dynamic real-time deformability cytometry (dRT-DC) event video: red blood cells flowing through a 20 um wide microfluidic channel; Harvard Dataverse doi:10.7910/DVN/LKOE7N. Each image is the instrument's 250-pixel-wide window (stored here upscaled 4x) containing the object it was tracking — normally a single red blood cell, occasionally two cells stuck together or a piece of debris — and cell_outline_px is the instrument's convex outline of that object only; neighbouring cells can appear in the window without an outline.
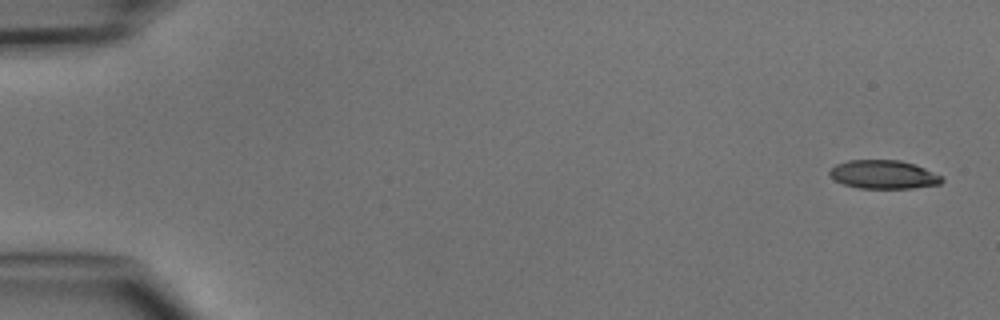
{"species": "common noctule bat (a hibernating species)", "species_latin": "Nyctalus noctula", "temperature_condition": "cold", "stored_images_in_passage": 4, "camera_frame_rate_fps": 3000, "um_per_image_px": 0.085, "animal": {"sex": "male", "body_mass_g": 15.6}, "frame": {"image": 1, "passage_image": 1, "time_ms": 0.0, "image_size_px": [1000, 320], "cell_outline_px": [[944, 180], [940, 184], [912, 188], [860, 188], [844, 184], [828, 176], [828, 172], [836, 164], [848, 160], [900, 160], [916, 164], [944, 176]], "centroid_in_image_um": [75.13, 14.82], "position_along_channel_um": 9.9, "area_um2": 18.84}}